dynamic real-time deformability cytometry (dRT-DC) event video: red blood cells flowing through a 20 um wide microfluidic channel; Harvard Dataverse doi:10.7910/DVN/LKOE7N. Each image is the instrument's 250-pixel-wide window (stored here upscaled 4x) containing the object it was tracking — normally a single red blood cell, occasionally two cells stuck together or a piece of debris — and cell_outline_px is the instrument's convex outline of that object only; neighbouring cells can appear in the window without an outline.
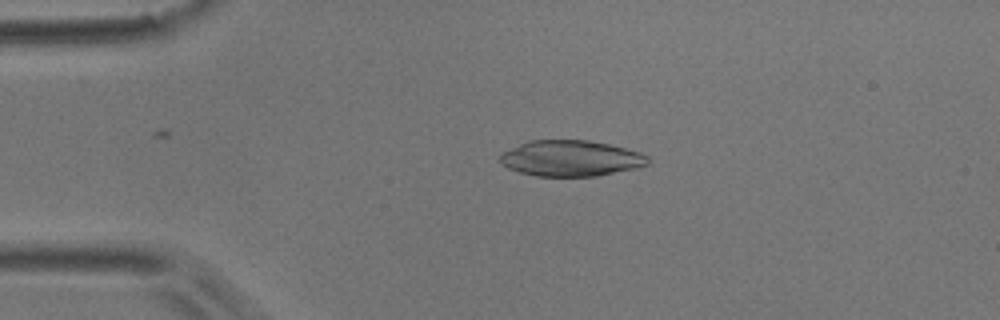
{"species": "common noctule bat (a hibernating species)", "species_latin": "Nyctalus noctula", "temperature_condition": "room temperature", "stored_images_in_passage": 45, "camera_frame_rate_fps": 3000, "um_per_image_px": 0.085, "animal": {"sex": "male", "body_mass_g": 17.9}, "frame": {"image": 1, "passage_image": 11, "time_ms": 3.333, "image_size_px": [1000, 320], "cell_outline_px": [[648, 164], [636, 168], [596, 176], [536, 176], [520, 172], [508, 168], [500, 164], [500, 152], [528, 140], [588, 140], [608, 144], [640, 152], [648, 156]], "centroid_in_image_um": [48.47, 13.45], "position_along_channel_um": 36.5, "area_um2": 30.98}}
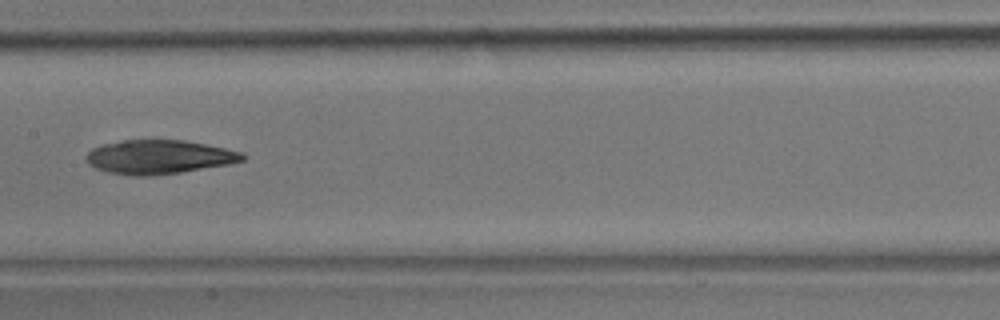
{"frame": {"image": 2, "passage_image": 26, "time_ms": 8.333, "image_size_px": [1000, 320], "cell_outline_px": [[248, 156], [244, 160], [228, 164], [180, 172], [152, 176], [132, 176], [108, 172], [96, 168], [88, 164], [88, 152], [92, 148], [104, 144], [124, 140], [184, 140], [244, 152]], "centroid_in_image_um": [13.54, 13.34], "position_along_channel_um": 193.9, "area_um2": 30.75}}
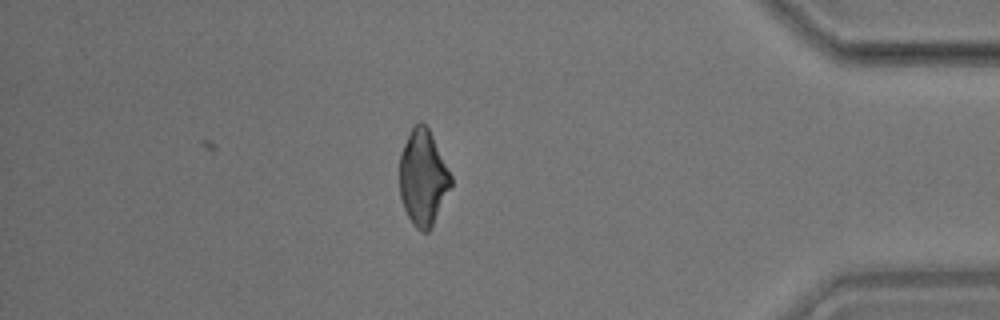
{"frame": {"image": 3, "passage_image": 45, "time_ms": 14.667, "image_size_px": [1000, 320], "cell_outline_px": [[452, 184], [432, 228], [428, 232], [420, 232], [412, 224], [404, 208], [400, 196], [400, 152], [412, 128], [420, 120], [428, 128], [452, 176]], "centroid_in_image_um": [35.96, 15.15], "position_along_channel_um": 399.2, "area_um2": 28.5}}